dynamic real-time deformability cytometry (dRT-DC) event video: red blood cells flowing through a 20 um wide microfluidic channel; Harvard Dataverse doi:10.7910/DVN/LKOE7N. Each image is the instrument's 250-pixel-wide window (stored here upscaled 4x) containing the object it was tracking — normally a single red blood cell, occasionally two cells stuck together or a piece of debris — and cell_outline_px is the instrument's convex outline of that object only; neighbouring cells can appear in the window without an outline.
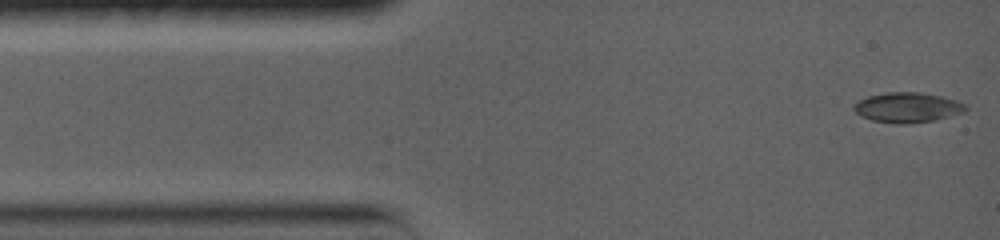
{"species": "common noctule bat (a hibernating species)", "species_latin": "Nyctalus noctula", "temperature_condition": "warm", "stored_images_in_passage": 40, "camera_frame_rate_fps": 5000, "um_per_image_px": 0.085, "animal": {"sex": "female", "body_mass_g": 19.0, "forearm_length_mm": 56.7}, "frame": {"image": 1, "passage_image": 1, "time_ms": 0.0, "image_size_px": [1000, 240], "cell_outline_px": [[968, 108], [964, 112], [936, 120], [908, 124], [896, 124], [872, 120], [860, 116], [852, 108], [860, 100], [868, 96], [888, 92], [920, 92], [940, 96], [956, 100], [964, 104]], "centroid_in_image_um": [77.14, 9.14], "position_along_channel_um": 7.9, "area_um2": 19.54}}
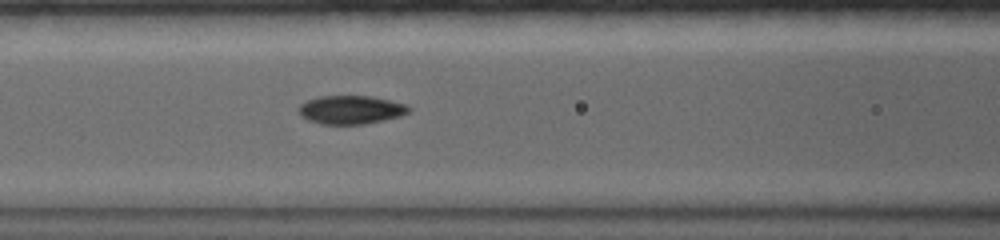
{"frame": {"image": 2, "passage_image": 16, "time_ms": 5.4, "image_size_px": [1000, 240], "cell_outline_px": [[412, 108], [408, 112], [400, 116], [384, 120], [364, 124], [320, 124], [308, 120], [300, 116], [300, 104], [316, 96], [372, 96], [404, 104]], "centroid_in_image_um": [29.81, 9.33], "position_along_channel_um": 136.8, "area_um2": 18.21}}
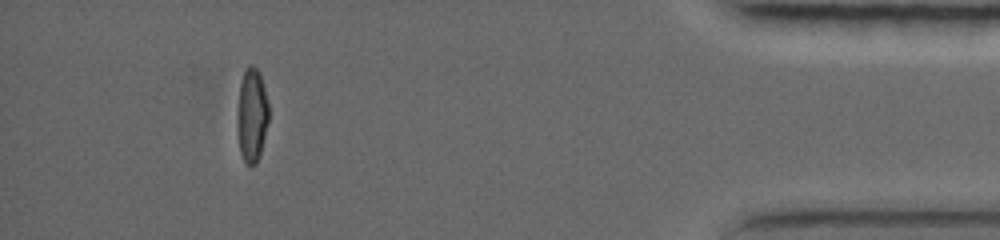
{"frame": {"image": 3, "passage_image": 36, "time_ms": 14.6, "image_size_px": [1000, 240], "cell_outline_px": [[268, 120], [260, 156], [256, 164], [244, 164], [240, 152], [240, 84], [244, 72], [248, 64], [252, 64], [260, 72], [268, 104]], "centroid_in_image_um": [21.46, 9.78], "position_along_channel_um": 413.7, "area_um2": 16.3}, "authors_computed_cell_mechanics": {"area_um2": 18.3226, "velocity_mm_per_s": 3.7076, "shape_relaxation_time_tau1_ms": 5.1185, "shape_relaxation_time_tau2_ms": 0.8326, "deformation_change_tau1": 0.2192, "deformation_change_tau2": 0.0372}}